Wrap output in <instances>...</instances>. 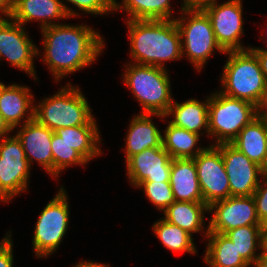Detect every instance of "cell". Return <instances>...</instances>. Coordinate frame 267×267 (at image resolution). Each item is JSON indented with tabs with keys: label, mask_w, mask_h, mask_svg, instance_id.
I'll return each mask as SVG.
<instances>
[{
	"label": "cell",
	"mask_w": 267,
	"mask_h": 267,
	"mask_svg": "<svg viewBox=\"0 0 267 267\" xmlns=\"http://www.w3.org/2000/svg\"><path fill=\"white\" fill-rule=\"evenodd\" d=\"M43 62L58 82L84 67L90 66L103 54L104 40L99 32L82 23H59L41 29Z\"/></svg>",
	"instance_id": "cell-1"
},
{
	"label": "cell",
	"mask_w": 267,
	"mask_h": 267,
	"mask_svg": "<svg viewBox=\"0 0 267 267\" xmlns=\"http://www.w3.org/2000/svg\"><path fill=\"white\" fill-rule=\"evenodd\" d=\"M133 63L166 68L181 60V35L175 20H125Z\"/></svg>",
	"instance_id": "cell-2"
},
{
	"label": "cell",
	"mask_w": 267,
	"mask_h": 267,
	"mask_svg": "<svg viewBox=\"0 0 267 267\" xmlns=\"http://www.w3.org/2000/svg\"><path fill=\"white\" fill-rule=\"evenodd\" d=\"M225 54L228 59L220 79L223 88L220 92L260 108L266 96L267 82L256 55L250 49Z\"/></svg>",
	"instance_id": "cell-3"
},
{
	"label": "cell",
	"mask_w": 267,
	"mask_h": 267,
	"mask_svg": "<svg viewBox=\"0 0 267 267\" xmlns=\"http://www.w3.org/2000/svg\"><path fill=\"white\" fill-rule=\"evenodd\" d=\"M34 119L53 132L62 127L98 125L87 99L71 82L34 105Z\"/></svg>",
	"instance_id": "cell-4"
},
{
	"label": "cell",
	"mask_w": 267,
	"mask_h": 267,
	"mask_svg": "<svg viewBox=\"0 0 267 267\" xmlns=\"http://www.w3.org/2000/svg\"><path fill=\"white\" fill-rule=\"evenodd\" d=\"M123 82L143 108L140 113L166 115L174 98L167 68L127 63Z\"/></svg>",
	"instance_id": "cell-5"
},
{
	"label": "cell",
	"mask_w": 267,
	"mask_h": 267,
	"mask_svg": "<svg viewBox=\"0 0 267 267\" xmlns=\"http://www.w3.org/2000/svg\"><path fill=\"white\" fill-rule=\"evenodd\" d=\"M259 115V108L238 98L227 96L220 91L209 95L208 121L209 136L216 144L231 143L242 128Z\"/></svg>",
	"instance_id": "cell-6"
},
{
	"label": "cell",
	"mask_w": 267,
	"mask_h": 267,
	"mask_svg": "<svg viewBox=\"0 0 267 267\" xmlns=\"http://www.w3.org/2000/svg\"><path fill=\"white\" fill-rule=\"evenodd\" d=\"M181 17L174 20L181 35L182 57L186 56L200 72L213 51L225 54L216 41L207 14L198 8H181Z\"/></svg>",
	"instance_id": "cell-7"
},
{
	"label": "cell",
	"mask_w": 267,
	"mask_h": 267,
	"mask_svg": "<svg viewBox=\"0 0 267 267\" xmlns=\"http://www.w3.org/2000/svg\"><path fill=\"white\" fill-rule=\"evenodd\" d=\"M63 186L40 213L33 233L32 249L38 258L52 255L60 246L69 226L68 194Z\"/></svg>",
	"instance_id": "cell-8"
},
{
	"label": "cell",
	"mask_w": 267,
	"mask_h": 267,
	"mask_svg": "<svg viewBox=\"0 0 267 267\" xmlns=\"http://www.w3.org/2000/svg\"><path fill=\"white\" fill-rule=\"evenodd\" d=\"M31 166L16 135L0 139V201L8 203L29 187Z\"/></svg>",
	"instance_id": "cell-9"
},
{
	"label": "cell",
	"mask_w": 267,
	"mask_h": 267,
	"mask_svg": "<svg viewBox=\"0 0 267 267\" xmlns=\"http://www.w3.org/2000/svg\"><path fill=\"white\" fill-rule=\"evenodd\" d=\"M243 0H228L218 4L217 0L201 9L210 19L217 43L224 52L242 51L250 46H243Z\"/></svg>",
	"instance_id": "cell-10"
},
{
	"label": "cell",
	"mask_w": 267,
	"mask_h": 267,
	"mask_svg": "<svg viewBox=\"0 0 267 267\" xmlns=\"http://www.w3.org/2000/svg\"><path fill=\"white\" fill-rule=\"evenodd\" d=\"M31 40L22 24L12 19L0 21V62L5 58L37 81L34 57H39L40 51Z\"/></svg>",
	"instance_id": "cell-11"
},
{
	"label": "cell",
	"mask_w": 267,
	"mask_h": 267,
	"mask_svg": "<svg viewBox=\"0 0 267 267\" xmlns=\"http://www.w3.org/2000/svg\"><path fill=\"white\" fill-rule=\"evenodd\" d=\"M203 202L212 203L230 197V185L221 151L215 145L207 146L193 158Z\"/></svg>",
	"instance_id": "cell-12"
},
{
	"label": "cell",
	"mask_w": 267,
	"mask_h": 267,
	"mask_svg": "<svg viewBox=\"0 0 267 267\" xmlns=\"http://www.w3.org/2000/svg\"><path fill=\"white\" fill-rule=\"evenodd\" d=\"M209 233H222L243 226H262L256 214L253 196H230L212 203ZM213 211V213H212Z\"/></svg>",
	"instance_id": "cell-13"
},
{
	"label": "cell",
	"mask_w": 267,
	"mask_h": 267,
	"mask_svg": "<svg viewBox=\"0 0 267 267\" xmlns=\"http://www.w3.org/2000/svg\"><path fill=\"white\" fill-rule=\"evenodd\" d=\"M222 154L230 185V196H252L264 173L263 168L248 159L231 143L215 145Z\"/></svg>",
	"instance_id": "cell-14"
},
{
	"label": "cell",
	"mask_w": 267,
	"mask_h": 267,
	"mask_svg": "<svg viewBox=\"0 0 267 267\" xmlns=\"http://www.w3.org/2000/svg\"><path fill=\"white\" fill-rule=\"evenodd\" d=\"M125 164L133 187L142 182H170L172 158L163 146L147 148L131 156Z\"/></svg>",
	"instance_id": "cell-15"
},
{
	"label": "cell",
	"mask_w": 267,
	"mask_h": 267,
	"mask_svg": "<svg viewBox=\"0 0 267 267\" xmlns=\"http://www.w3.org/2000/svg\"><path fill=\"white\" fill-rule=\"evenodd\" d=\"M16 132L30 166L37 162L53 178L52 135L53 131L40 124L36 119L18 126Z\"/></svg>",
	"instance_id": "cell-16"
},
{
	"label": "cell",
	"mask_w": 267,
	"mask_h": 267,
	"mask_svg": "<svg viewBox=\"0 0 267 267\" xmlns=\"http://www.w3.org/2000/svg\"><path fill=\"white\" fill-rule=\"evenodd\" d=\"M34 98L29 87L15 83L8 86L4 83L1 84L0 113L12 130L18 129L19 125L21 126L34 118Z\"/></svg>",
	"instance_id": "cell-17"
},
{
	"label": "cell",
	"mask_w": 267,
	"mask_h": 267,
	"mask_svg": "<svg viewBox=\"0 0 267 267\" xmlns=\"http://www.w3.org/2000/svg\"><path fill=\"white\" fill-rule=\"evenodd\" d=\"M66 18L69 16L61 0H12L11 19L24 27L28 22L39 21L40 29H43L59 24L55 19Z\"/></svg>",
	"instance_id": "cell-18"
},
{
	"label": "cell",
	"mask_w": 267,
	"mask_h": 267,
	"mask_svg": "<svg viewBox=\"0 0 267 267\" xmlns=\"http://www.w3.org/2000/svg\"><path fill=\"white\" fill-rule=\"evenodd\" d=\"M166 118L161 114L139 113L130 120L125 138V162L147 148L162 146V132L151 117Z\"/></svg>",
	"instance_id": "cell-19"
},
{
	"label": "cell",
	"mask_w": 267,
	"mask_h": 267,
	"mask_svg": "<svg viewBox=\"0 0 267 267\" xmlns=\"http://www.w3.org/2000/svg\"><path fill=\"white\" fill-rule=\"evenodd\" d=\"M170 185L175 201L203 202L193 158L172 159Z\"/></svg>",
	"instance_id": "cell-20"
},
{
	"label": "cell",
	"mask_w": 267,
	"mask_h": 267,
	"mask_svg": "<svg viewBox=\"0 0 267 267\" xmlns=\"http://www.w3.org/2000/svg\"><path fill=\"white\" fill-rule=\"evenodd\" d=\"M208 108L209 96L205 101L201 102L194 98L182 103H178L174 100L165 117L173 116L172 120L168 122L174 126L199 135L207 134L206 136L209 137Z\"/></svg>",
	"instance_id": "cell-21"
},
{
	"label": "cell",
	"mask_w": 267,
	"mask_h": 267,
	"mask_svg": "<svg viewBox=\"0 0 267 267\" xmlns=\"http://www.w3.org/2000/svg\"><path fill=\"white\" fill-rule=\"evenodd\" d=\"M267 119L260 114L244 126L231 144L266 172Z\"/></svg>",
	"instance_id": "cell-22"
},
{
	"label": "cell",
	"mask_w": 267,
	"mask_h": 267,
	"mask_svg": "<svg viewBox=\"0 0 267 267\" xmlns=\"http://www.w3.org/2000/svg\"><path fill=\"white\" fill-rule=\"evenodd\" d=\"M209 213L208 206L204 202H182L175 201L164 211V217L167 222L176 225L190 235L201 232L207 237L209 233L208 225L205 229V213Z\"/></svg>",
	"instance_id": "cell-23"
},
{
	"label": "cell",
	"mask_w": 267,
	"mask_h": 267,
	"mask_svg": "<svg viewBox=\"0 0 267 267\" xmlns=\"http://www.w3.org/2000/svg\"><path fill=\"white\" fill-rule=\"evenodd\" d=\"M97 125H79L58 128L54 131L65 142L71 145L88 163L97 158L101 152V135Z\"/></svg>",
	"instance_id": "cell-24"
},
{
	"label": "cell",
	"mask_w": 267,
	"mask_h": 267,
	"mask_svg": "<svg viewBox=\"0 0 267 267\" xmlns=\"http://www.w3.org/2000/svg\"><path fill=\"white\" fill-rule=\"evenodd\" d=\"M204 261L210 267H250L235 244L222 233H208Z\"/></svg>",
	"instance_id": "cell-25"
},
{
	"label": "cell",
	"mask_w": 267,
	"mask_h": 267,
	"mask_svg": "<svg viewBox=\"0 0 267 267\" xmlns=\"http://www.w3.org/2000/svg\"><path fill=\"white\" fill-rule=\"evenodd\" d=\"M162 135V146L174 158H194L205 147L198 146L200 136L197 133L174 126L170 122Z\"/></svg>",
	"instance_id": "cell-26"
},
{
	"label": "cell",
	"mask_w": 267,
	"mask_h": 267,
	"mask_svg": "<svg viewBox=\"0 0 267 267\" xmlns=\"http://www.w3.org/2000/svg\"><path fill=\"white\" fill-rule=\"evenodd\" d=\"M170 0H114V11L124 10L128 20H174Z\"/></svg>",
	"instance_id": "cell-27"
},
{
	"label": "cell",
	"mask_w": 267,
	"mask_h": 267,
	"mask_svg": "<svg viewBox=\"0 0 267 267\" xmlns=\"http://www.w3.org/2000/svg\"><path fill=\"white\" fill-rule=\"evenodd\" d=\"M262 228L263 226H243L224 233L250 266H253L261 255V252H256L257 249L262 251Z\"/></svg>",
	"instance_id": "cell-28"
},
{
	"label": "cell",
	"mask_w": 267,
	"mask_h": 267,
	"mask_svg": "<svg viewBox=\"0 0 267 267\" xmlns=\"http://www.w3.org/2000/svg\"><path fill=\"white\" fill-rule=\"evenodd\" d=\"M152 228L155 236L167 249L177 253H197L192 235L182 228L167 222L163 218L156 221Z\"/></svg>",
	"instance_id": "cell-29"
},
{
	"label": "cell",
	"mask_w": 267,
	"mask_h": 267,
	"mask_svg": "<svg viewBox=\"0 0 267 267\" xmlns=\"http://www.w3.org/2000/svg\"><path fill=\"white\" fill-rule=\"evenodd\" d=\"M53 178L58 179L60 173L67 167L74 165H86L88 162L65 142L60 136L52 135Z\"/></svg>",
	"instance_id": "cell-30"
},
{
	"label": "cell",
	"mask_w": 267,
	"mask_h": 267,
	"mask_svg": "<svg viewBox=\"0 0 267 267\" xmlns=\"http://www.w3.org/2000/svg\"><path fill=\"white\" fill-rule=\"evenodd\" d=\"M136 188H143L146 197L160 211L175 202L170 182H142Z\"/></svg>",
	"instance_id": "cell-31"
},
{
	"label": "cell",
	"mask_w": 267,
	"mask_h": 267,
	"mask_svg": "<svg viewBox=\"0 0 267 267\" xmlns=\"http://www.w3.org/2000/svg\"><path fill=\"white\" fill-rule=\"evenodd\" d=\"M62 1L65 11L67 12L69 18L73 16H79L80 14L73 11L71 7H68L66 3ZM65 1V0H64ZM68 3L73 4L80 11L87 14L94 15H105L110 12H114V0H66Z\"/></svg>",
	"instance_id": "cell-32"
},
{
	"label": "cell",
	"mask_w": 267,
	"mask_h": 267,
	"mask_svg": "<svg viewBox=\"0 0 267 267\" xmlns=\"http://www.w3.org/2000/svg\"><path fill=\"white\" fill-rule=\"evenodd\" d=\"M256 214L262 226L267 225V172H264L253 193Z\"/></svg>",
	"instance_id": "cell-33"
},
{
	"label": "cell",
	"mask_w": 267,
	"mask_h": 267,
	"mask_svg": "<svg viewBox=\"0 0 267 267\" xmlns=\"http://www.w3.org/2000/svg\"><path fill=\"white\" fill-rule=\"evenodd\" d=\"M11 232L8 231L5 237L0 241V267H13V241Z\"/></svg>",
	"instance_id": "cell-34"
},
{
	"label": "cell",
	"mask_w": 267,
	"mask_h": 267,
	"mask_svg": "<svg viewBox=\"0 0 267 267\" xmlns=\"http://www.w3.org/2000/svg\"><path fill=\"white\" fill-rule=\"evenodd\" d=\"M249 49L256 55L261 70L264 74L265 80L267 82V50L263 49V48H258V47H249Z\"/></svg>",
	"instance_id": "cell-35"
},
{
	"label": "cell",
	"mask_w": 267,
	"mask_h": 267,
	"mask_svg": "<svg viewBox=\"0 0 267 267\" xmlns=\"http://www.w3.org/2000/svg\"><path fill=\"white\" fill-rule=\"evenodd\" d=\"M0 21L11 19L12 16V0H0ZM7 19H6V18Z\"/></svg>",
	"instance_id": "cell-36"
},
{
	"label": "cell",
	"mask_w": 267,
	"mask_h": 267,
	"mask_svg": "<svg viewBox=\"0 0 267 267\" xmlns=\"http://www.w3.org/2000/svg\"><path fill=\"white\" fill-rule=\"evenodd\" d=\"M216 0H183L182 7L180 8H198L206 6L207 4L213 3Z\"/></svg>",
	"instance_id": "cell-37"
},
{
	"label": "cell",
	"mask_w": 267,
	"mask_h": 267,
	"mask_svg": "<svg viewBox=\"0 0 267 267\" xmlns=\"http://www.w3.org/2000/svg\"><path fill=\"white\" fill-rule=\"evenodd\" d=\"M11 131L13 132V130L4 121L2 114L0 113V139L5 136H8Z\"/></svg>",
	"instance_id": "cell-38"
},
{
	"label": "cell",
	"mask_w": 267,
	"mask_h": 267,
	"mask_svg": "<svg viewBox=\"0 0 267 267\" xmlns=\"http://www.w3.org/2000/svg\"><path fill=\"white\" fill-rule=\"evenodd\" d=\"M73 267H110L108 264L105 263H98V262H91V261H82L77 263Z\"/></svg>",
	"instance_id": "cell-39"
},
{
	"label": "cell",
	"mask_w": 267,
	"mask_h": 267,
	"mask_svg": "<svg viewBox=\"0 0 267 267\" xmlns=\"http://www.w3.org/2000/svg\"><path fill=\"white\" fill-rule=\"evenodd\" d=\"M253 267H267V254L261 252V255L257 258Z\"/></svg>",
	"instance_id": "cell-40"
},
{
	"label": "cell",
	"mask_w": 267,
	"mask_h": 267,
	"mask_svg": "<svg viewBox=\"0 0 267 267\" xmlns=\"http://www.w3.org/2000/svg\"><path fill=\"white\" fill-rule=\"evenodd\" d=\"M267 254V225H264L262 228V251Z\"/></svg>",
	"instance_id": "cell-41"
},
{
	"label": "cell",
	"mask_w": 267,
	"mask_h": 267,
	"mask_svg": "<svg viewBox=\"0 0 267 267\" xmlns=\"http://www.w3.org/2000/svg\"><path fill=\"white\" fill-rule=\"evenodd\" d=\"M259 114L267 119V92L262 106L259 108Z\"/></svg>",
	"instance_id": "cell-42"
},
{
	"label": "cell",
	"mask_w": 267,
	"mask_h": 267,
	"mask_svg": "<svg viewBox=\"0 0 267 267\" xmlns=\"http://www.w3.org/2000/svg\"><path fill=\"white\" fill-rule=\"evenodd\" d=\"M266 149H267V137H266ZM266 172H267V152H266Z\"/></svg>",
	"instance_id": "cell-43"
}]
</instances>
